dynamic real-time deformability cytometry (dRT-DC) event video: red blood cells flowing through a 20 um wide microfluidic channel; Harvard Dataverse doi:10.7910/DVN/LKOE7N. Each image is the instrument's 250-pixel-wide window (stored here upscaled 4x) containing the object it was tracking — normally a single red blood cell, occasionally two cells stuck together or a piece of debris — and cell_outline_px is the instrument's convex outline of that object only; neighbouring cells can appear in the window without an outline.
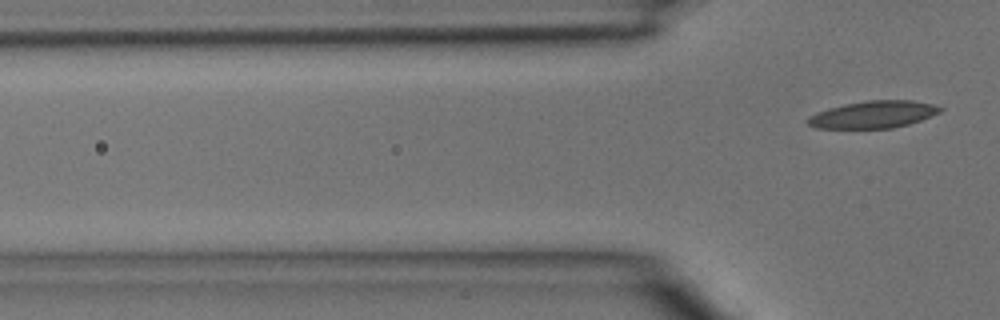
{"species": "common noctule bat (a hibernating species)", "species_latin": "Nyctalus noctula", "temperature_condition": "room temperature", "stored_images_in_passage": 5, "camera_frame_rate_fps": 3000, "um_per_image_px": 0.085, "animal": {"sex": "male", "body_mass_g": 15.6}, "frame": {"image": 1, "passage_image": 5, "time_ms": 1.333, "image_size_px": [1000, 320], "cell_outline_px": [[944, 108], [940, 112], [920, 120], [908, 124], [892, 128], [816, 128], [808, 124], [804, 120], [808, 116], [816, 112], [828, 108], [844, 104], [868, 100], [912, 100], [932, 104]], "centroid_in_image_um": [74.19, 9.73], "position_along_channel_um": 51.6, "area_um2": 20.98}}